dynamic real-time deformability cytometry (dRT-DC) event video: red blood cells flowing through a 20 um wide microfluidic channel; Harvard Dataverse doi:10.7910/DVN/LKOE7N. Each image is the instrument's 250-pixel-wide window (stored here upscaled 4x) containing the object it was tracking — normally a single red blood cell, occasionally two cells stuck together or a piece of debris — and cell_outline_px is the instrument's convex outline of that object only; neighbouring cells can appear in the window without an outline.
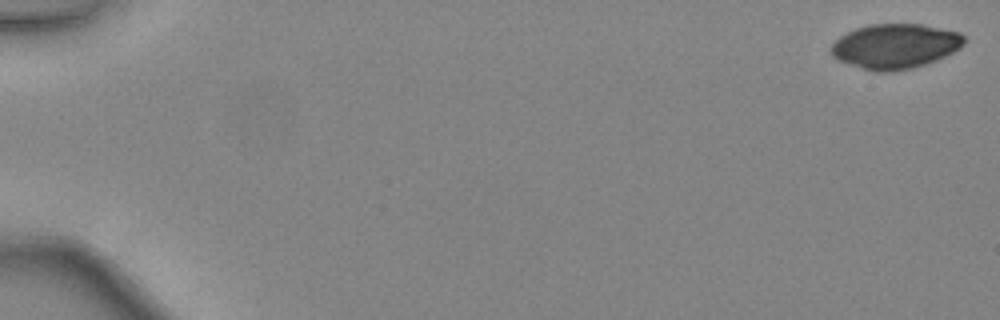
{"species": "common noctule bat (a hibernating species)", "species_latin": "Nyctalus noctula", "temperature_condition": "warm", "stored_images_in_passage": 47, "camera_frame_rate_fps": 3000, "um_per_image_px": 0.085, "animal": {"sex": "female", "body_mass_g": 24.6, "forearm_length_mm": 56.2}, "frame": {"image": 1, "passage_image": 1, "time_ms": 0.0, "image_size_px": [1000, 320], "cell_outline_px": [[968, 40], [960, 48], [936, 60], [912, 68], [892, 72], [876, 72], [836, 60], [832, 56], [828, 48], [840, 36], [856, 28], [868, 24], [920, 24], [960, 32]], "centroid_in_image_um": [76.07, 3.93], "position_along_channel_um": 8.9, "area_um2": 34.91}}